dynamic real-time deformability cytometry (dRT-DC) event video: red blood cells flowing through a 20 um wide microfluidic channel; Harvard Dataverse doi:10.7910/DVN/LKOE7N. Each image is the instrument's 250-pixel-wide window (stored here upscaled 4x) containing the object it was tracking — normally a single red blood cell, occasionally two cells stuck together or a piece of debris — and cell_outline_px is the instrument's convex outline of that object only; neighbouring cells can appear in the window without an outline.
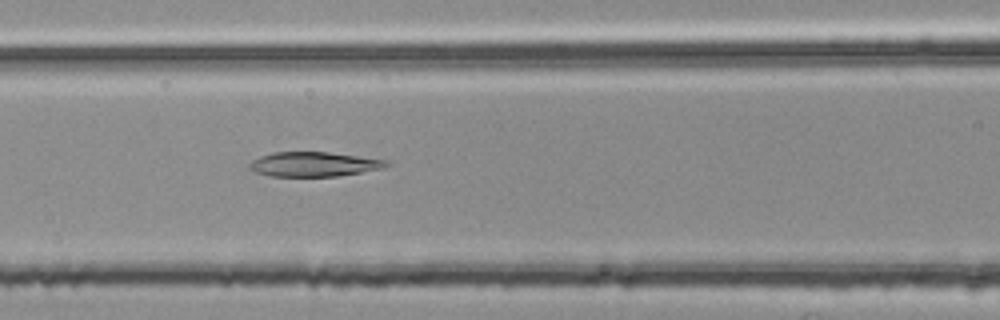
{"species": "common noctule bat (a hibernating species)", "species_latin": "Nyctalus noctula", "temperature_condition": "room temperature", "stored_images_in_passage": 47, "camera_frame_rate_fps": 3000, "um_per_image_px": 0.085, "animal": {"sex": "female", "body_mass_g": 25.1}, "frame": {"image": 1, "passage_image": 16, "time_ms": 5.0, "image_size_px": [1000, 320], "cell_outline_px": [[392, 164], [380, 168], [360, 172], [336, 176], [268, 176], [256, 172], [248, 168], [248, 164], [252, 160], [260, 156], [272, 152], [328, 152], [388, 160]], "centroid_in_image_um": [26.63, 13.95], "position_along_channel_um": 140.0, "area_um2": 19.54}}
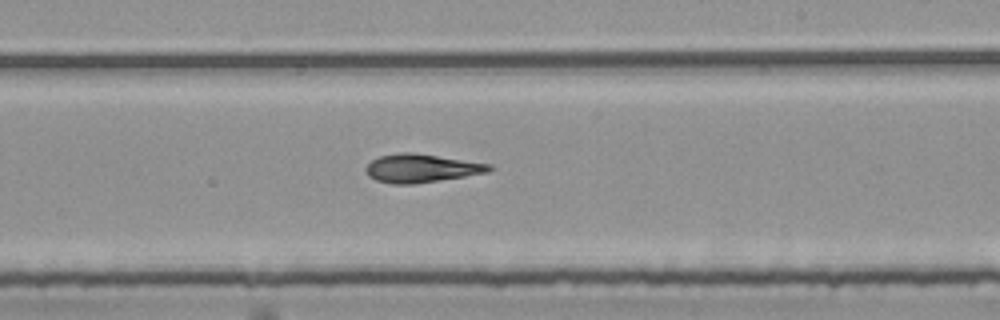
{"frame": {"image": 2, "passage_image": 25, "time_ms": 8.0, "image_size_px": [1000, 320], "cell_outline_px": [[496, 168], [488, 172], [416, 184], [392, 184], [376, 180], [368, 176], [364, 168], [372, 160], [380, 156], [404, 152], [412, 152], [492, 164]], "centroid_in_image_um": [35.82, 14.3], "position_along_channel_um": 253.2, "area_um2": 20.4}}
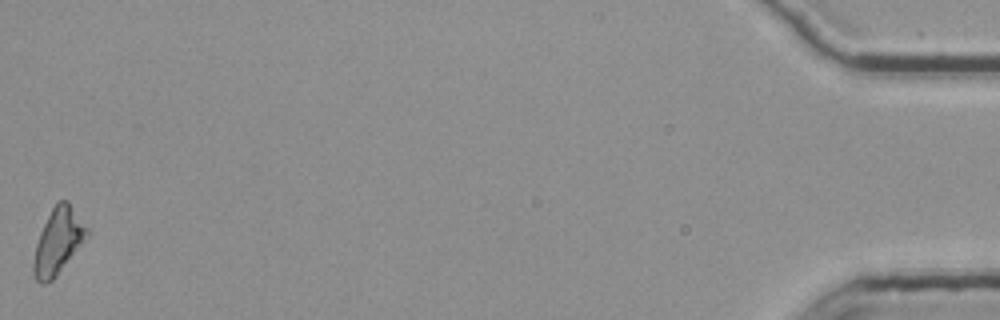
{"frame": {"image": 3, "passage_image": 47, "time_ms": 15.333, "image_size_px": [1000, 320], "cell_outline_px": [[88, 236], [56, 276], [52, 280], [44, 284], [40, 284], [36, 280], [32, 272], [32, 260], [36, 244], [40, 232], [56, 200], [68, 200], [88, 228]], "centroid_in_image_um": [4.91, 20.51], "position_along_channel_um": 430.3, "area_um2": 20.46}}